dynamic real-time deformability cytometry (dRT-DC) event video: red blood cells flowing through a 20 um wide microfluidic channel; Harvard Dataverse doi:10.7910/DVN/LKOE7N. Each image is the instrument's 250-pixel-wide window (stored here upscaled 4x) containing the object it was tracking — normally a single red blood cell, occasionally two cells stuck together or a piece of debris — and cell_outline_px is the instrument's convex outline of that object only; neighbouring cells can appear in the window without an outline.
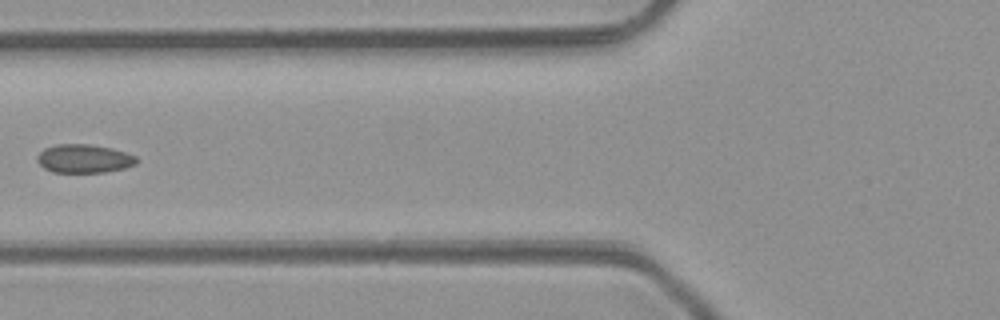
{"species": "common noctule bat (a hibernating species)", "species_latin": "Nyctalus noctula", "temperature_condition": "room temperature", "stored_images_in_passage": 7, "camera_frame_rate_fps": 3000, "um_per_image_px": 0.085, "animal": {"sex": "male", "body_mass_g": 23.1, "forearm_length_mm": 52.7}, "frame": {"image": 1, "passage_image": 6, "time_ms": 6.667, "image_size_px": [1000, 320], "cell_outline_px": [[140, 160], [136, 164], [124, 168], [104, 172], [52, 172], [44, 168], [36, 160], [36, 156], [44, 148], [56, 144], [88, 144], [112, 148], [136, 156]], "centroid_in_image_um": [7.14, 13.48], "position_along_channel_um": 118.7, "area_um2": 16.59}}
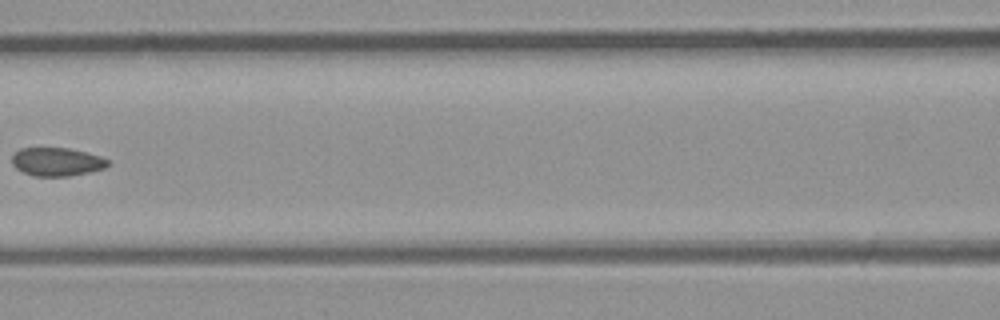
{"frame": {"image": 2, "passage_image": 7, "time_ms": 7.667, "image_size_px": [1000, 320], "cell_outline_px": [[112, 160], [104, 168], [88, 172], [68, 176], [32, 176], [16, 168], [12, 164], [12, 156], [20, 148], [68, 148], [100, 156]], "centroid_in_image_um": [4.83, 13.75], "position_along_channel_um": 161.8, "area_um2": 15.78}}